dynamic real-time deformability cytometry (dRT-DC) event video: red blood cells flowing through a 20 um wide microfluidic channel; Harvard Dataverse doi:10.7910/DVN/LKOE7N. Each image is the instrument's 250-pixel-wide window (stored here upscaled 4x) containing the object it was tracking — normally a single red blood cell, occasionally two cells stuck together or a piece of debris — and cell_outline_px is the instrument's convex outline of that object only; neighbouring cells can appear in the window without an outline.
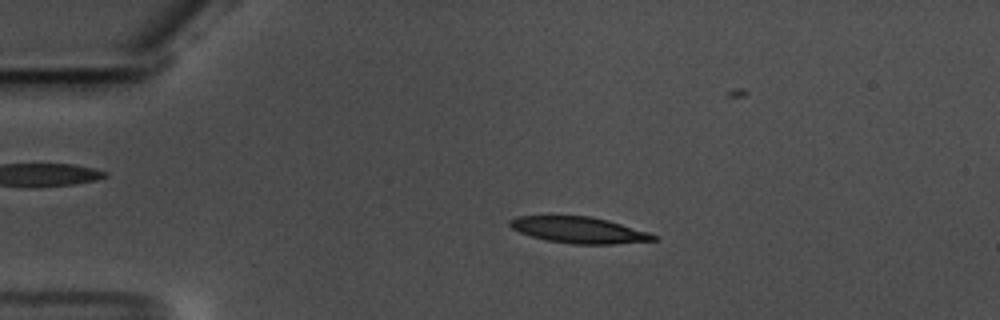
{"species": "common noctule bat (a hibernating species)", "species_latin": "Nyctalus noctula", "temperature_condition": "warm", "stored_images_in_passage": 58, "camera_frame_rate_fps": 3000, "um_per_image_px": 0.085, "animal": {"sex": "male", "body_mass_g": 17.5, "forearm_length_mm": 52.3}, "frame": {"image": 1, "passage_image": 12, "time_ms": 3.667, "image_size_px": [1000, 320], "cell_outline_px": [[660, 240], [612, 244], [576, 244], [548, 240], [532, 236], [520, 232], [512, 228], [508, 224], [508, 220], [516, 216], [592, 216], [608, 220], [648, 232], [660, 236]], "centroid_in_image_um": [49.25, 19.55], "position_along_channel_um": 35.7, "area_um2": 21.96}}
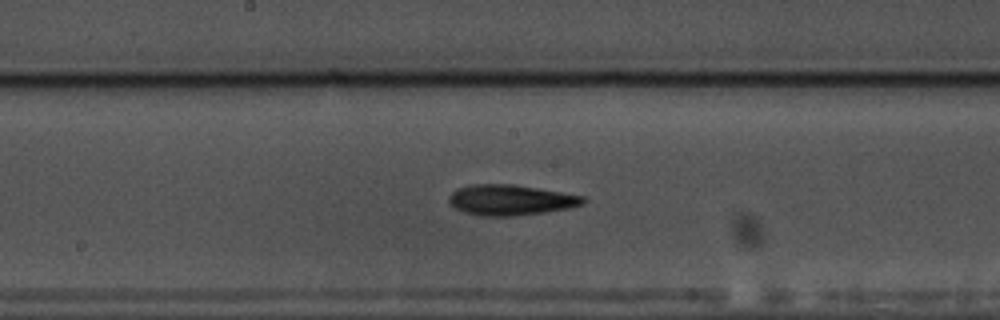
{"frame": {"image": 2, "passage_image": 30, "time_ms": 9.667, "image_size_px": [1000, 320], "cell_outline_px": [[588, 200], [584, 204], [568, 208], [544, 212], [516, 216], [480, 216], [464, 212], [456, 208], [448, 200], [448, 196], [452, 192], [460, 188], [472, 184], [512, 184], [584, 196]], "centroid_in_image_um": [43.41, 17.0], "position_along_channel_um": 204.8, "area_um2": 23.76}}
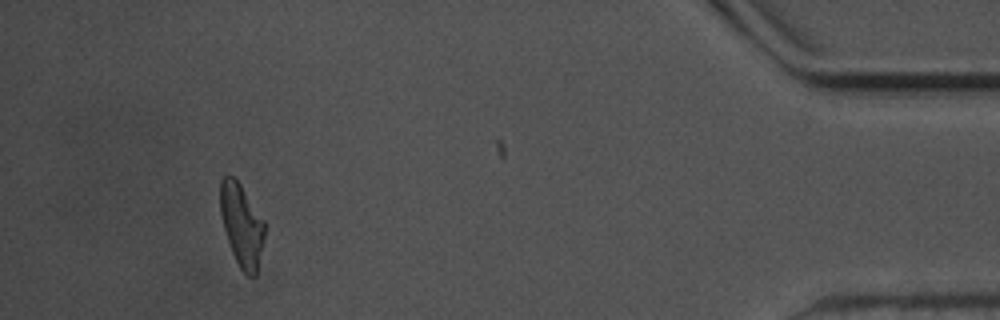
{"frame": {"image": 3, "passage_image": 53, "time_ms": 17.333, "image_size_px": [1000, 320], "cell_outline_px": [[264, 236], [256, 276], [248, 276], [240, 268], [232, 252], [224, 228], [220, 212], [220, 180], [224, 176], [232, 176], [240, 184], [264, 220]], "centroid_in_image_um": [20.53, 19.13], "position_along_channel_um": 414.7, "area_um2": 20.98}, "authors_computed_cell_mechanics": {"area_um2": 22.2819, "velocity_mm_per_s": 3.5463, "shape_relaxation_time_tau1_ms": 4.7356, "shape_relaxation_time_tau2_ms": 5.0872, "deformation_change_tau1": 0.1765, "deformation_change_tau2": 0.1592}}